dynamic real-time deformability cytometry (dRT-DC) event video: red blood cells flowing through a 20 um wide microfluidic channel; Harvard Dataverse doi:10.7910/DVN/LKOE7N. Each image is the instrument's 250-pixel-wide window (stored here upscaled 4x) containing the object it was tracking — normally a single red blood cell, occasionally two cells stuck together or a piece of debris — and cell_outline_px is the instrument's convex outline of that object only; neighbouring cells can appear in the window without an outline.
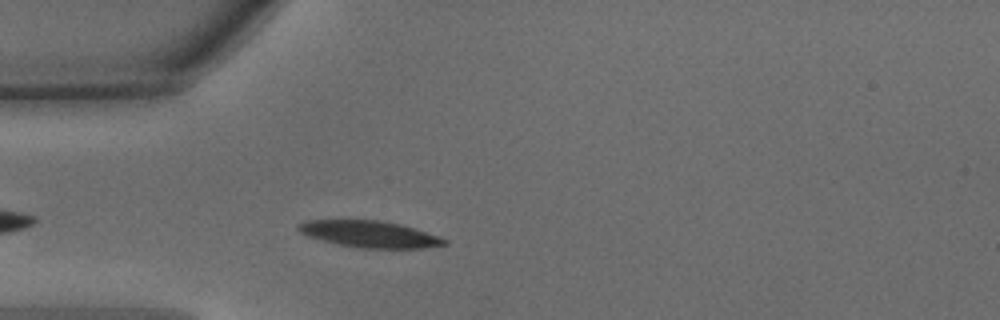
{"species": "common noctule bat (a hibernating species)", "species_latin": "Nyctalus noctula", "temperature_condition": "warm", "stored_images_in_passage": 8, "camera_frame_rate_fps": 3000, "um_per_image_px": 0.085, "animal": {"sex": "male", "body_mass_g": 15.6}, "frame": {"image": 1, "passage_image": 4, "time_ms": 1.0, "image_size_px": [1000, 320], "cell_outline_px": [[448, 244], [424, 248], [360, 248], [320, 240], [308, 236], [300, 232], [296, 228], [296, 224], [308, 220], [380, 220], [400, 224], [448, 240]], "centroid_in_image_um": [31.37, 19.9], "position_along_channel_um": 53.6, "area_um2": 22.43}}